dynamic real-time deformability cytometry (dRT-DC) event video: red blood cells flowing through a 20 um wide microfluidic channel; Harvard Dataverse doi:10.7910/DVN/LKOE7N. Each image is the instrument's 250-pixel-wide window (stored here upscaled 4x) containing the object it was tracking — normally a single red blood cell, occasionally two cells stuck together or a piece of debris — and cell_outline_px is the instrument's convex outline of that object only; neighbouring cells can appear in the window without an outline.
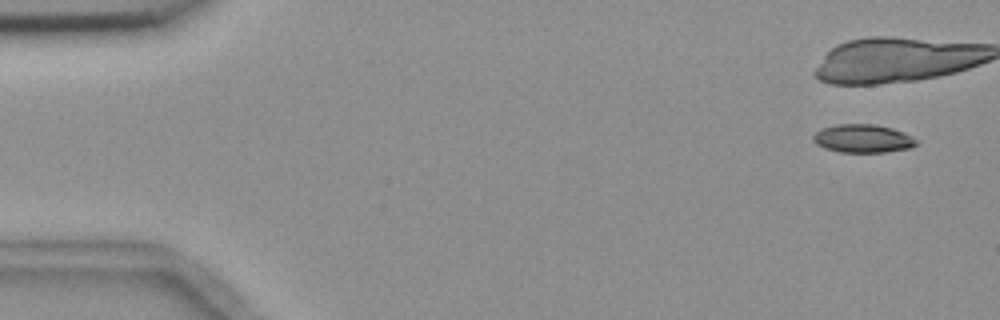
{"species": "common noctule bat (a hibernating species)", "species_latin": "Nyctalus noctula", "temperature_condition": "room temperature", "stored_images_in_passage": 4, "camera_frame_rate_fps": 3000, "um_per_image_px": 0.085, "animal": {"sex": "female", "body_mass_g": 18.4}, "frame": {"image": 1, "passage_image": 1, "time_ms": 0.0, "image_size_px": [1000, 320], "cell_outline_px": [[920, 140], [912, 148], [884, 152], [840, 152], [824, 148], [816, 144], [812, 140], [812, 136], [820, 128], [836, 124], [876, 124], [892, 128], [904, 132]], "centroid_in_image_um": [73.35, 11.77], "position_along_channel_um": 11.6, "area_um2": 17.28}}